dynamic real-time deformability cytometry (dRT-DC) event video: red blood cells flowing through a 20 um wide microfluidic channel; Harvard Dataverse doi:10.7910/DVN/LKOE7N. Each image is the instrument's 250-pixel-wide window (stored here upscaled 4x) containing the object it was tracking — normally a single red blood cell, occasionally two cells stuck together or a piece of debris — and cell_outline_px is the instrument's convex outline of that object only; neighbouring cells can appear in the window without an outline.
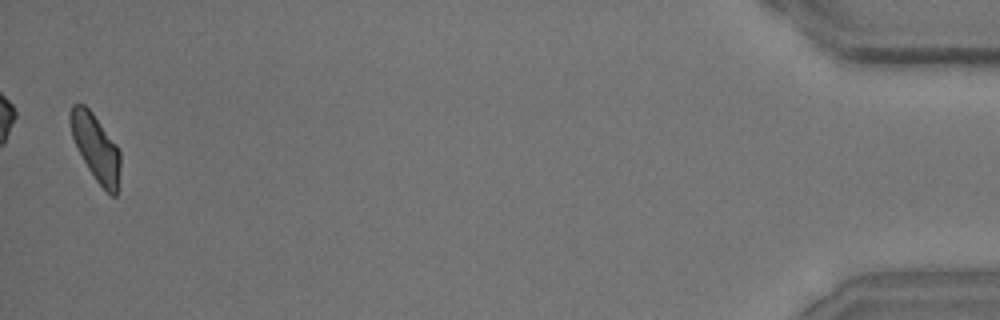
{"species": "common noctule bat (a hibernating species)", "species_latin": "Nyctalus noctula", "temperature_condition": "room temperature", "stored_images_in_passage": 38, "camera_frame_rate_fps": 3000, "um_per_image_px": 0.085, "animal": {"sex": "male", "body_mass_g": 15.6}, "frame": {"image": 1, "passage_image": 38, "time_ms": 12.333, "image_size_px": [1000, 320], "cell_outline_px": [[120, 164], [116, 196], [112, 196], [96, 180], [88, 168], [72, 136], [68, 120], [68, 112], [72, 104], [84, 104], [92, 112], [116, 144], [120, 152]], "centroid_in_image_um": [8.12, 12.49], "position_along_channel_um": 427.1, "area_um2": 19.07}, "authors_computed_cell_mechanics": {"area_um2": 20.4034, "velocity_mm_per_s": 4.0697, "shape_relaxation_time_tau1_ms": 6.942, "shape_relaxation_time_tau2_ms": 1.7536, "deformation_change_tau1": 0.1698, "deformation_change_tau2": 0.0707}}